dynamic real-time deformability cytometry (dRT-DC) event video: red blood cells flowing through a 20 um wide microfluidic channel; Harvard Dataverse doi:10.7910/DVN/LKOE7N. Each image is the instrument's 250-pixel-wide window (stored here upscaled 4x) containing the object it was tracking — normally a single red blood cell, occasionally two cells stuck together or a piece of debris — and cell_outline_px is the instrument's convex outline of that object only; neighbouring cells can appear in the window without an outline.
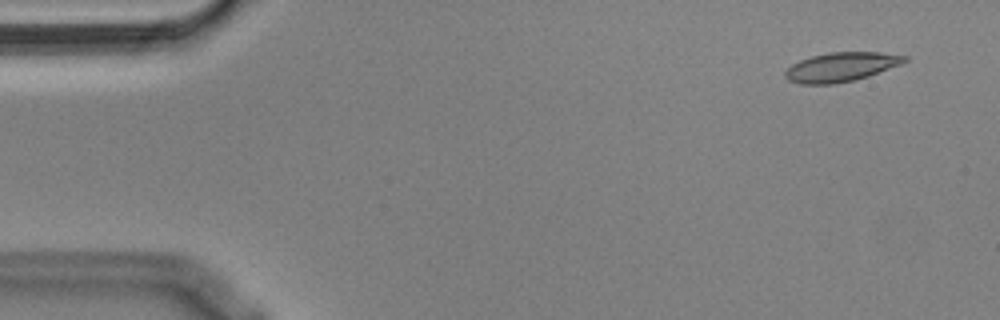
{"species": "Egyptian fruit bat (a non-hibernating species)", "species_latin": "Rousettus aegyptiacus", "temperature_condition": "cold", "stored_images_in_passage": 26, "camera_frame_rate_fps": 3000, "um_per_image_px": 0.085, "animal": {"sex": "male"}, "frame": {"image": 1, "passage_image": 1, "time_ms": 0.0, "image_size_px": [1000, 320], "cell_outline_px": [[908, 60], [900, 64], [868, 76], [856, 80], [832, 84], [800, 84], [788, 80], [784, 76], [784, 72], [792, 64], [800, 60], [812, 56], [828, 52], [880, 52], [908, 56]], "centroid_in_image_um": [71.47, 5.69], "position_along_channel_um": 13.5, "area_um2": 20.29}}
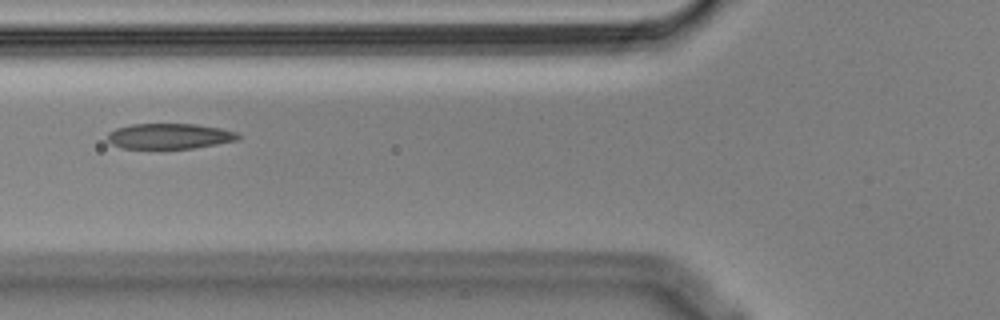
{"frame": {"image": 2, "passage_image": 18, "time_ms": 5.667, "image_size_px": [1000, 320], "cell_outline_px": [[240, 140], [192, 148], [120, 148], [112, 144], [108, 140], [108, 132], [116, 128], [132, 124], [196, 124], [220, 128], [236, 132], [240, 136]], "centroid_in_image_um": [14.41, 11.57], "position_along_channel_um": 111.4, "area_um2": 19.31}}
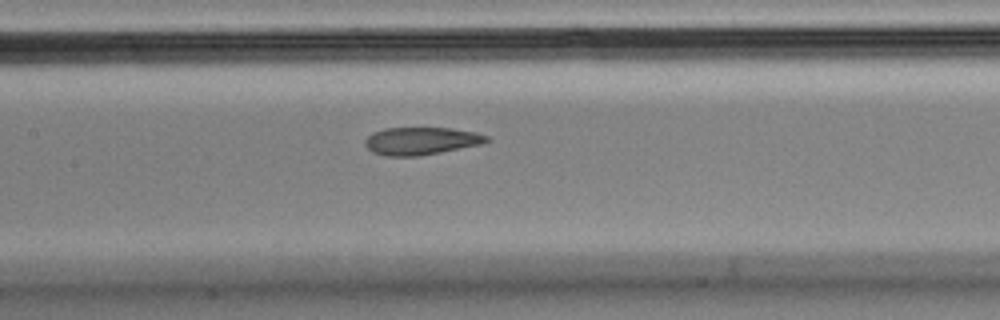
{"frame": {"image": 3, "passage_image": 23, "time_ms": 7.333, "image_size_px": [1000, 320], "cell_outline_px": [[492, 140], [484, 144], [420, 156], [384, 156], [372, 152], [364, 144], [364, 140], [372, 132], [384, 128], [452, 128], [476, 132], [488, 136]], "centroid_in_image_um": [35.82, 11.98], "position_along_channel_um": 171.6, "area_um2": 19.88}}